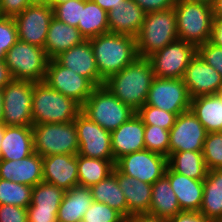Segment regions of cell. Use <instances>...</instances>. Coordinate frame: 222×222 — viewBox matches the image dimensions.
<instances>
[{"label":"cell","mask_w":222,"mask_h":222,"mask_svg":"<svg viewBox=\"0 0 222 222\" xmlns=\"http://www.w3.org/2000/svg\"><path fill=\"white\" fill-rule=\"evenodd\" d=\"M153 79L154 72L150 60L138 57L120 72L110 76L104 86L137 112L146 103Z\"/></svg>","instance_id":"1"},{"label":"cell","mask_w":222,"mask_h":222,"mask_svg":"<svg viewBox=\"0 0 222 222\" xmlns=\"http://www.w3.org/2000/svg\"><path fill=\"white\" fill-rule=\"evenodd\" d=\"M88 40L93 48L99 75L104 81L139 57L136 38L132 36L106 33Z\"/></svg>","instance_id":"2"},{"label":"cell","mask_w":222,"mask_h":222,"mask_svg":"<svg viewBox=\"0 0 222 222\" xmlns=\"http://www.w3.org/2000/svg\"><path fill=\"white\" fill-rule=\"evenodd\" d=\"M81 112V105L73 98L64 96L44 81L33 82V125L73 122Z\"/></svg>","instance_id":"3"},{"label":"cell","mask_w":222,"mask_h":222,"mask_svg":"<svg viewBox=\"0 0 222 222\" xmlns=\"http://www.w3.org/2000/svg\"><path fill=\"white\" fill-rule=\"evenodd\" d=\"M177 39L179 38L174 7L146 13L141 30L136 36L138 56L148 58Z\"/></svg>","instance_id":"4"},{"label":"cell","mask_w":222,"mask_h":222,"mask_svg":"<svg viewBox=\"0 0 222 222\" xmlns=\"http://www.w3.org/2000/svg\"><path fill=\"white\" fill-rule=\"evenodd\" d=\"M178 38L196 47L209 41L213 12L209 4L177 0L174 6Z\"/></svg>","instance_id":"5"},{"label":"cell","mask_w":222,"mask_h":222,"mask_svg":"<svg viewBox=\"0 0 222 222\" xmlns=\"http://www.w3.org/2000/svg\"><path fill=\"white\" fill-rule=\"evenodd\" d=\"M81 112L109 132L116 130L136 113L104 85L96 87L92 91V94L81 106Z\"/></svg>","instance_id":"6"},{"label":"cell","mask_w":222,"mask_h":222,"mask_svg":"<svg viewBox=\"0 0 222 222\" xmlns=\"http://www.w3.org/2000/svg\"><path fill=\"white\" fill-rule=\"evenodd\" d=\"M49 60L44 48L18 40L4 62L13 80L36 83L44 81Z\"/></svg>","instance_id":"7"},{"label":"cell","mask_w":222,"mask_h":222,"mask_svg":"<svg viewBox=\"0 0 222 222\" xmlns=\"http://www.w3.org/2000/svg\"><path fill=\"white\" fill-rule=\"evenodd\" d=\"M34 152L40 156L77 155L79 143L75 122L33 125Z\"/></svg>","instance_id":"8"},{"label":"cell","mask_w":222,"mask_h":222,"mask_svg":"<svg viewBox=\"0 0 222 222\" xmlns=\"http://www.w3.org/2000/svg\"><path fill=\"white\" fill-rule=\"evenodd\" d=\"M2 91V123L6 126H33V82L12 79Z\"/></svg>","instance_id":"9"},{"label":"cell","mask_w":222,"mask_h":222,"mask_svg":"<svg viewBox=\"0 0 222 222\" xmlns=\"http://www.w3.org/2000/svg\"><path fill=\"white\" fill-rule=\"evenodd\" d=\"M194 44L177 39L148 57L154 77L183 78L191 59L196 55Z\"/></svg>","instance_id":"10"},{"label":"cell","mask_w":222,"mask_h":222,"mask_svg":"<svg viewBox=\"0 0 222 222\" xmlns=\"http://www.w3.org/2000/svg\"><path fill=\"white\" fill-rule=\"evenodd\" d=\"M145 104L179 115L190 110L191 97L183 78L154 77Z\"/></svg>","instance_id":"11"},{"label":"cell","mask_w":222,"mask_h":222,"mask_svg":"<svg viewBox=\"0 0 222 222\" xmlns=\"http://www.w3.org/2000/svg\"><path fill=\"white\" fill-rule=\"evenodd\" d=\"M168 158L147 149L127 154L115 162V169L148 184H154L165 175Z\"/></svg>","instance_id":"12"},{"label":"cell","mask_w":222,"mask_h":222,"mask_svg":"<svg viewBox=\"0 0 222 222\" xmlns=\"http://www.w3.org/2000/svg\"><path fill=\"white\" fill-rule=\"evenodd\" d=\"M53 7L46 1H36L23 12L16 15L18 39L44 48L51 19Z\"/></svg>","instance_id":"13"},{"label":"cell","mask_w":222,"mask_h":222,"mask_svg":"<svg viewBox=\"0 0 222 222\" xmlns=\"http://www.w3.org/2000/svg\"><path fill=\"white\" fill-rule=\"evenodd\" d=\"M79 143L78 154L87 158L114 161L111 132L80 112L74 120Z\"/></svg>","instance_id":"14"},{"label":"cell","mask_w":222,"mask_h":222,"mask_svg":"<svg viewBox=\"0 0 222 222\" xmlns=\"http://www.w3.org/2000/svg\"><path fill=\"white\" fill-rule=\"evenodd\" d=\"M44 82L64 96L73 98L81 106L96 88L88 78L62 66L56 59L49 60Z\"/></svg>","instance_id":"15"},{"label":"cell","mask_w":222,"mask_h":222,"mask_svg":"<svg viewBox=\"0 0 222 222\" xmlns=\"http://www.w3.org/2000/svg\"><path fill=\"white\" fill-rule=\"evenodd\" d=\"M208 132L191 110L177 115L169 130V156L175 152L203 151Z\"/></svg>","instance_id":"16"},{"label":"cell","mask_w":222,"mask_h":222,"mask_svg":"<svg viewBox=\"0 0 222 222\" xmlns=\"http://www.w3.org/2000/svg\"><path fill=\"white\" fill-rule=\"evenodd\" d=\"M183 80L191 98L213 95L222 85L220 73L197 53L186 68Z\"/></svg>","instance_id":"17"},{"label":"cell","mask_w":222,"mask_h":222,"mask_svg":"<svg viewBox=\"0 0 222 222\" xmlns=\"http://www.w3.org/2000/svg\"><path fill=\"white\" fill-rule=\"evenodd\" d=\"M55 59L62 66L88 78L96 87L104 85L105 81L99 75L93 48L88 39L62 52Z\"/></svg>","instance_id":"18"},{"label":"cell","mask_w":222,"mask_h":222,"mask_svg":"<svg viewBox=\"0 0 222 222\" xmlns=\"http://www.w3.org/2000/svg\"><path fill=\"white\" fill-rule=\"evenodd\" d=\"M43 181L63 190L79 185L77 155L53 154L43 157Z\"/></svg>","instance_id":"19"},{"label":"cell","mask_w":222,"mask_h":222,"mask_svg":"<svg viewBox=\"0 0 222 222\" xmlns=\"http://www.w3.org/2000/svg\"><path fill=\"white\" fill-rule=\"evenodd\" d=\"M0 179L34 187L43 181V157L33 152L18 160H0Z\"/></svg>","instance_id":"20"},{"label":"cell","mask_w":222,"mask_h":222,"mask_svg":"<svg viewBox=\"0 0 222 222\" xmlns=\"http://www.w3.org/2000/svg\"><path fill=\"white\" fill-rule=\"evenodd\" d=\"M145 125L135 113L127 122L111 132V146L114 161L119 158L145 149Z\"/></svg>","instance_id":"21"},{"label":"cell","mask_w":222,"mask_h":222,"mask_svg":"<svg viewBox=\"0 0 222 222\" xmlns=\"http://www.w3.org/2000/svg\"><path fill=\"white\" fill-rule=\"evenodd\" d=\"M145 16L146 12L134 0H124L107 12L109 33L136 38Z\"/></svg>","instance_id":"22"},{"label":"cell","mask_w":222,"mask_h":222,"mask_svg":"<svg viewBox=\"0 0 222 222\" xmlns=\"http://www.w3.org/2000/svg\"><path fill=\"white\" fill-rule=\"evenodd\" d=\"M165 176L169 179L181 211L199 212L204 193L203 180L181 175L169 166H167Z\"/></svg>","instance_id":"23"},{"label":"cell","mask_w":222,"mask_h":222,"mask_svg":"<svg viewBox=\"0 0 222 222\" xmlns=\"http://www.w3.org/2000/svg\"><path fill=\"white\" fill-rule=\"evenodd\" d=\"M34 152L32 126H6L0 160H18Z\"/></svg>","instance_id":"24"},{"label":"cell","mask_w":222,"mask_h":222,"mask_svg":"<svg viewBox=\"0 0 222 222\" xmlns=\"http://www.w3.org/2000/svg\"><path fill=\"white\" fill-rule=\"evenodd\" d=\"M116 178L127 201L128 217L135 214L149 213L152 185L120 174L117 170Z\"/></svg>","instance_id":"25"},{"label":"cell","mask_w":222,"mask_h":222,"mask_svg":"<svg viewBox=\"0 0 222 222\" xmlns=\"http://www.w3.org/2000/svg\"><path fill=\"white\" fill-rule=\"evenodd\" d=\"M85 38L78 28L52 18L49 24L44 50L49 59H55L62 52L83 42Z\"/></svg>","instance_id":"26"},{"label":"cell","mask_w":222,"mask_h":222,"mask_svg":"<svg viewBox=\"0 0 222 222\" xmlns=\"http://www.w3.org/2000/svg\"><path fill=\"white\" fill-rule=\"evenodd\" d=\"M93 202L90 188L77 185L66 190L57 214V222H82Z\"/></svg>","instance_id":"27"},{"label":"cell","mask_w":222,"mask_h":222,"mask_svg":"<svg viewBox=\"0 0 222 222\" xmlns=\"http://www.w3.org/2000/svg\"><path fill=\"white\" fill-rule=\"evenodd\" d=\"M203 187L199 212L213 222H222V169L208 170Z\"/></svg>","instance_id":"28"},{"label":"cell","mask_w":222,"mask_h":222,"mask_svg":"<svg viewBox=\"0 0 222 222\" xmlns=\"http://www.w3.org/2000/svg\"><path fill=\"white\" fill-rule=\"evenodd\" d=\"M182 212L177 197L171 188L169 179L164 175L152 184V196L149 213L169 220Z\"/></svg>","instance_id":"29"},{"label":"cell","mask_w":222,"mask_h":222,"mask_svg":"<svg viewBox=\"0 0 222 222\" xmlns=\"http://www.w3.org/2000/svg\"><path fill=\"white\" fill-rule=\"evenodd\" d=\"M190 110L208 133L222 132V102L215 94L191 98Z\"/></svg>","instance_id":"30"},{"label":"cell","mask_w":222,"mask_h":222,"mask_svg":"<svg viewBox=\"0 0 222 222\" xmlns=\"http://www.w3.org/2000/svg\"><path fill=\"white\" fill-rule=\"evenodd\" d=\"M93 201L104 203L128 218V206L116 178V169L107 178L90 187Z\"/></svg>","instance_id":"31"},{"label":"cell","mask_w":222,"mask_h":222,"mask_svg":"<svg viewBox=\"0 0 222 222\" xmlns=\"http://www.w3.org/2000/svg\"><path fill=\"white\" fill-rule=\"evenodd\" d=\"M168 166L181 175L195 180H204L208 169L202 151H182L168 157Z\"/></svg>","instance_id":"32"},{"label":"cell","mask_w":222,"mask_h":222,"mask_svg":"<svg viewBox=\"0 0 222 222\" xmlns=\"http://www.w3.org/2000/svg\"><path fill=\"white\" fill-rule=\"evenodd\" d=\"M77 28L85 39L109 33L107 12L92 0H84Z\"/></svg>","instance_id":"33"},{"label":"cell","mask_w":222,"mask_h":222,"mask_svg":"<svg viewBox=\"0 0 222 222\" xmlns=\"http://www.w3.org/2000/svg\"><path fill=\"white\" fill-rule=\"evenodd\" d=\"M115 169V161L87 158L77 154L79 185L90 188L107 178Z\"/></svg>","instance_id":"34"},{"label":"cell","mask_w":222,"mask_h":222,"mask_svg":"<svg viewBox=\"0 0 222 222\" xmlns=\"http://www.w3.org/2000/svg\"><path fill=\"white\" fill-rule=\"evenodd\" d=\"M65 190L47 182H40L32 189L31 203L27 210L58 211Z\"/></svg>","instance_id":"35"},{"label":"cell","mask_w":222,"mask_h":222,"mask_svg":"<svg viewBox=\"0 0 222 222\" xmlns=\"http://www.w3.org/2000/svg\"><path fill=\"white\" fill-rule=\"evenodd\" d=\"M33 187L0 179V205L27 208L31 203Z\"/></svg>","instance_id":"36"},{"label":"cell","mask_w":222,"mask_h":222,"mask_svg":"<svg viewBox=\"0 0 222 222\" xmlns=\"http://www.w3.org/2000/svg\"><path fill=\"white\" fill-rule=\"evenodd\" d=\"M202 153L208 170L222 169V132L207 134Z\"/></svg>","instance_id":"37"},{"label":"cell","mask_w":222,"mask_h":222,"mask_svg":"<svg viewBox=\"0 0 222 222\" xmlns=\"http://www.w3.org/2000/svg\"><path fill=\"white\" fill-rule=\"evenodd\" d=\"M145 149L169 157V130L156 125H145Z\"/></svg>","instance_id":"38"},{"label":"cell","mask_w":222,"mask_h":222,"mask_svg":"<svg viewBox=\"0 0 222 222\" xmlns=\"http://www.w3.org/2000/svg\"><path fill=\"white\" fill-rule=\"evenodd\" d=\"M144 125H156L158 127L170 130L175 124L177 115L162 109L144 104L137 112Z\"/></svg>","instance_id":"39"},{"label":"cell","mask_w":222,"mask_h":222,"mask_svg":"<svg viewBox=\"0 0 222 222\" xmlns=\"http://www.w3.org/2000/svg\"><path fill=\"white\" fill-rule=\"evenodd\" d=\"M53 7V16L57 20L70 26H78L81 20L84 0H68L58 4H50Z\"/></svg>","instance_id":"40"},{"label":"cell","mask_w":222,"mask_h":222,"mask_svg":"<svg viewBox=\"0 0 222 222\" xmlns=\"http://www.w3.org/2000/svg\"><path fill=\"white\" fill-rule=\"evenodd\" d=\"M82 222H126V218L107 204L93 201Z\"/></svg>","instance_id":"41"},{"label":"cell","mask_w":222,"mask_h":222,"mask_svg":"<svg viewBox=\"0 0 222 222\" xmlns=\"http://www.w3.org/2000/svg\"><path fill=\"white\" fill-rule=\"evenodd\" d=\"M18 40L14 18L0 16V61H5L6 53Z\"/></svg>","instance_id":"42"},{"label":"cell","mask_w":222,"mask_h":222,"mask_svg":"<svg viewBox=\"0 0 222 222\" xmlns=\"http://www.w3.org/2000/svg\"><path fill=\"white\" fill-rule=\"evenodd\" d=\"M197 54L222 77V47L208 41L197 46Z\"/></svg>","instance_id":"43"},{"label":"cell","mask_w":222,"mask_h":222,"mask_svg":"<svg viewBox=\"0 0 222 222\" xmlns=\"http://www.w3.org/2000/svg\"><path fill=\"white\" fill-rule=\"evenodd\" d=\"M0 222H28L27 208L0 205Z\"/></svg>","instance_id":"44"},{"label":"cell","mask_w":222,"mask_h":222,"mask_svg":"<svg viewBox=\"0 0 222 222\" xmlns=\"http://www.w3.org/2000/svg\"><path fill=\"white\" fill-rule=\"evenodd\" d=\"M36 0H0V16L15 17Z\"/></svg>","instance_id":"45"},{"label":"cell","mask_w":222,"mask_h":222,"mask_svg":"<svg viewBox=\"0 0 222 222\" xmlns=\"http://www.w3.org/2000/svg\"><path fill=\"white\" fill-rule=\"evenodd\" d=\"M146 13L171 9L177 0H134Z\"/></svg>","instance_id":"46"},{"label":"cell","mask_w":222,"mask_h":222,"mask_svg":"<svg viewBox=\"0 0 222 222\" xmlns=\"http://www.w3.org/2000/svg\"><path fill=\"white\" fill-rule=\"evenodd\" d=\"M58 211L27 210L28 222H57Z\"/></svg>","instance_id":"47"},{"label":"cell","mask_w":222,"mask_h":222,"mask_svg":"<svg viewBox=\"0 0 222 222\" xmlns=\"http://www.w3.org/2000/svg\"><path fill=\"white\" fill-rule=\"evenodd\" d=\"M168 222H213L203 216L200 212L182 211L170 218Z\"/></svg>","instance_id":"48"},{"label":"cell","mask_w":222,"mask_h":222,"mask_svg":"<svg viewBox=\"0 0 222 222\" xmlns=\"http://www.w3.org/2000/svg\"><path fill=\"white\" fill-rule=\"evenodd\" d=\"M209 42L222 47V18H213V25Z\"/></svg>","instance_id":"49"},{"label":"cell","mask_w":222,"mask_h":222,"mask_svg":"<svg viewBox=\"0 0 222 222\" xmlns=\"http://www.w3.org/2000/svg\"><path fill=\"white\" fill-rule=\"evenodd\" d=\"M126 222H168V220L162 219L150 213H143L129 216L126 218Z\"/></svg>","instance_id":"50"},{"label":"cell","mask_w":222,"mask_h":222,"mask_svg":"<svg viewBox=\"0 0 222 222\" xmlns=\"http://www.w3.org/2000/svg\"><path fill=\"white\" fill-rule=\"evenodd\" d=\"M12 80V77L8 71L4 61H0V89H3Z\"/></svg>","instance_id":"51"},{"label":"cell","mask_w":222,"mask_h":222,"mask_svg":"<svg viewBox=\"0 0 222 222\" xmlns=\"http://www.w3.org/2000/svg\"><path fill=\"white\" fill-rule=\"evenodd\" d=\"M92 1L95 2L97 5H99L106 12H109L112 9V7L118 6L124 0H92Z\"/></svg>","instance_id":"52"},{"label":"cell","mask_w":222,"mask_h":222,"mask_svg":"<svg viewBox=\"0 0 222 222\" xmlns=\"http://www.w3.org/2000/svg\"><path fill=\"white\" fill-rule=\"evenodd\" d=\"M211 7L213 18H222V0H214Z\"/></svg>","instance_id":"53"},{"label":"cell","mask_w":222,"mask_h":222,"mask_svg":"<svg viewBox=\"0 0 222 222\" xmlns=\"http://www.w3.org/2000/svg\"><path fill=\"white\" fill-rule=\"evenodd\" d=\"M3 119V91L0 89V123H2Z\"/></svg>","instance_id":"54"},{"label":"cell","mask_w":222,"mask_h":222,"mask_svg":"<svg viewBox=\"0 0 222 222\" xmlns=\"http://www.w3.org/2000/svg\"><path fill=\"white\" fill-rule=\"evenodd\" d=\"M4 134H5V124L0 123V144L2 143Z\"/></svg>","instance_id":"55"},{"label":"cell","mask_w":222,"mask_h":222,"mask_svg":"<svg viewBox=\"0 0 222 222\" xmlns=\"http://www.w3.org/2000/svg\"><path fill=\"white\" fill-rule=\"evenodd\" d=\"M184 1H190V2H202V3H206L209 5H212L214 0H184Z\"/></svg>","instance_id":"56"},{"label":"cell","mask_w":222,"mask_h":222,"mask_svg":"<svg viewBox=\"0 0 222 222\" xmlns=\"http://www.w3.org/2000/svg\"><path fill=\"white\" fill-rule=\"evenodd\" d=\"M215 95L218 97V99L222 102V85L219 87V89L215 92Z\"/></svg>","instance_id":"57"},{"label":"cell","mask_w":222,"mask_h":222,"mask_svg":"<svg viewBox=\"0 0 222 222\" xmlns=\"http://www.w3.org/2000/svg\"><path fill=\"white\" fill-rule=\"evenodd\" d=\"M68 0H46L47 3L49 4H58V3H62Z\"/></svg>","instance_id":"58"}]
</instances>
